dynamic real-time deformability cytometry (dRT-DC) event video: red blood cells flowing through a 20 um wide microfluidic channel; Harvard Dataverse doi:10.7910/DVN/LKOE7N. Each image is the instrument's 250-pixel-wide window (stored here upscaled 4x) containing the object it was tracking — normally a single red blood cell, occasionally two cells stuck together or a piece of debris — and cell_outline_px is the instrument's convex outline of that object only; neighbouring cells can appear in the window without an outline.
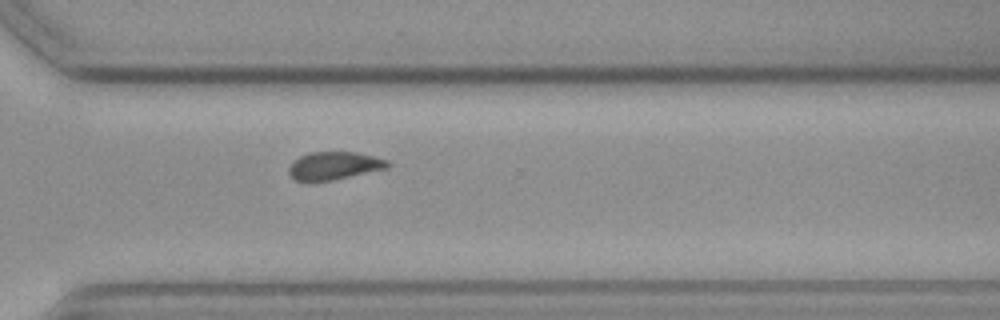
{"species": "common noctule bat (a hibernating species)", "species_latin": "Nyctalus noctula", "temperature_condition": "cold", "stored_images_in_passage": 11, "camera_frame_rate_fps": 3000, "um_per_image_px": 0.085, "animal": {"sex": "female", "body_mass_g": 19.3, "forearm_length_mm": 54.1}, "frame": {"image": 1, "passage_image": 11, "time_ms": 13.0, "image_size_px": [1000, 320], "cell_outline_px": [[392, 164], [388, 168], [332, 180], [296, 180], [288, 172], [288, 168], [292, 160], [308, 152], [356, 152], [388, 160]], "centroid_in_image_um": [28.41, 14.06], "position_along_channel_um": 342.2, "area_um2": 15.95}}